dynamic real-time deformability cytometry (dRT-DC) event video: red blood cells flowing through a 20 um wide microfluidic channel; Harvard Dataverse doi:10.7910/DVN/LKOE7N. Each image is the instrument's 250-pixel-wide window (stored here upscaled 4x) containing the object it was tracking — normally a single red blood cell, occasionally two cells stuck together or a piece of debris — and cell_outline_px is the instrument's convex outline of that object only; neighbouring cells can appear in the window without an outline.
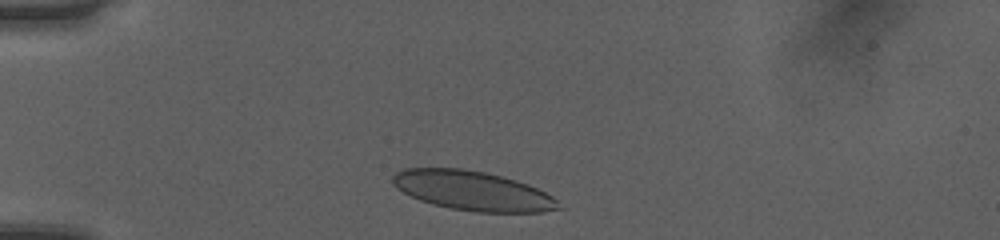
{"species": "human", "species_latin": "Homo sapiens", "temperature_condition": "room temperature", "stored_images_in_passage": 34, "camera_frame_rate_fps": 3000, "um_per_image_px": 0.085, "donor": {"sex": "female"}, "frame": {"image": 1, "passage_image": 3, "time_ms": 0.667, "image_size_px": [1000, 240], "cell_outline_px": [[564, 208], [544, 212], [476, 212], [448, 208], [432, 204], [420, 200], [396, 188], [392, 184], [392, 176], [396, 172], [404, 168], [464, 168], [484, 172], [516, 180], [528, 184], [552, 196]], "centroid_in_image_um": [40.16, 16.22], "position_along_channel_um": 44.8, "area_um2": 38.15}}
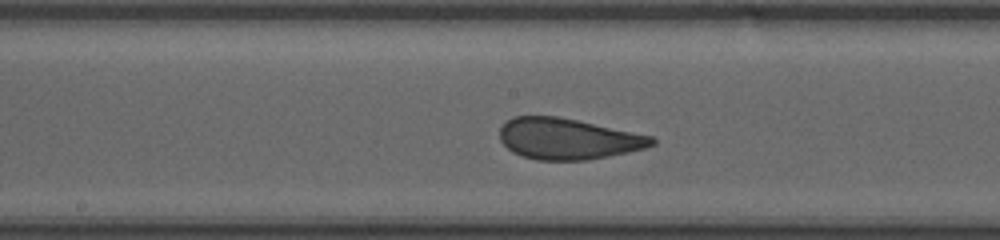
{"frame": {"image": 2, "passage_image": 17, "time_ms": 5.333, "image_size_px": [1000, 240], "cell_outline_px": [[656, 144], [644, 148], [628, 152], [588, 160], [536, 160], [520, 156], [512, 152], [500, 140], [500, 128], [512, 116], [556, 116], [576, 120], [652, 136], [656, 140]], "centroid_in_image_um": [48.25, 11.81], "position_along_channel_um": 200.0, "area_um2": 36.24}}
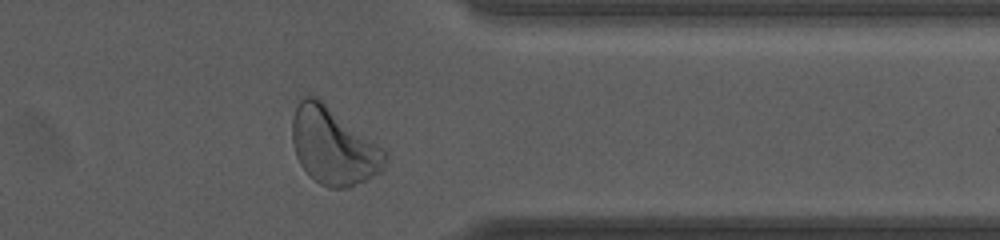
{"frame": {"image": 3, "passage_image": 31, "time_ms": 10.0, "image_size_px": [1000, 240], "cell_outline_px": [[388, 156], [384, 168], [380, 172], [348, 188], [328, 188], [320, 184], [308, 176], [300, 164], [296, 156], [292, 140], [292, 120], [296, 108], [300, 100], [304, 96], [316, 96], [384, 148], [388, 152]], "centroid_in_image_um": [28.34, 12.44], "position_along_channel_um": 383.1, "area_um2": 41.73}, "authors_computed_cell_mechanics": {"area_um2": 37.2232, "velocity_mm_per_s": 4.0489, "shape_relaxation_time_tau1_ms": 4.5952, "shape_relaxation_time_tau2_ms": null, "deformation_change_tau1": 0.1358, "deformation_change_tau2": null}}